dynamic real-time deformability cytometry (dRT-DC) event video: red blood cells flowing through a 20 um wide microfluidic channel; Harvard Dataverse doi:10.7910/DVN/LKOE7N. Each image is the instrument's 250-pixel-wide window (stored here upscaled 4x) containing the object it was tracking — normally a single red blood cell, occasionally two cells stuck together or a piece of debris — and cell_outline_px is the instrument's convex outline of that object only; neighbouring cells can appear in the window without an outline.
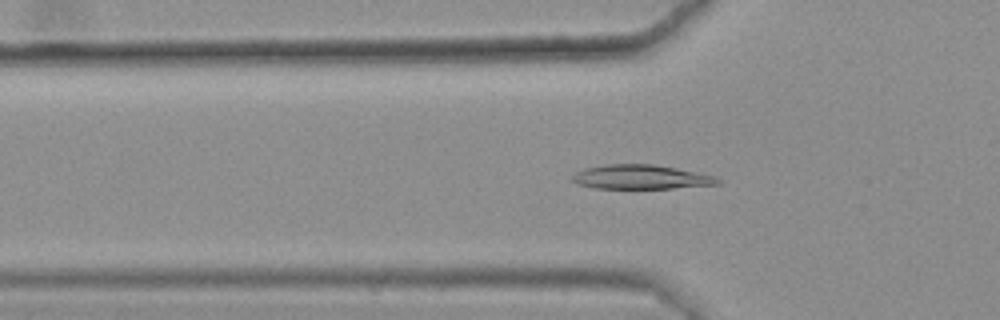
{"species": "common noctule bat (a hibernating species)", "species_latin": "Nyctalus noctula", "temperature_condition": "warm", "stored_images_in_passage": 48, "camera_frame_rate_fps": 3000, "um_per_image_px": 0.085, "animal": {"sex": "female", "body_mass_g": 25.1}, "frame": {"image": 1, "passage_image": 19, "time_ms": 6.0, "image_size_px": [1000, 320], "cell_outline_px": [[720, 184], [672, 188], [596, 188], [576, 184], [572, 180], [572, 176], [576, 172], [584, 168], [604, 164], [652, 164], [676, 168], [716, 176], [720, 180]], "centroid_in_image_um": [54.46, 15.04], "position_along_channel_um": 71.3, "area_um2": 20.52}}
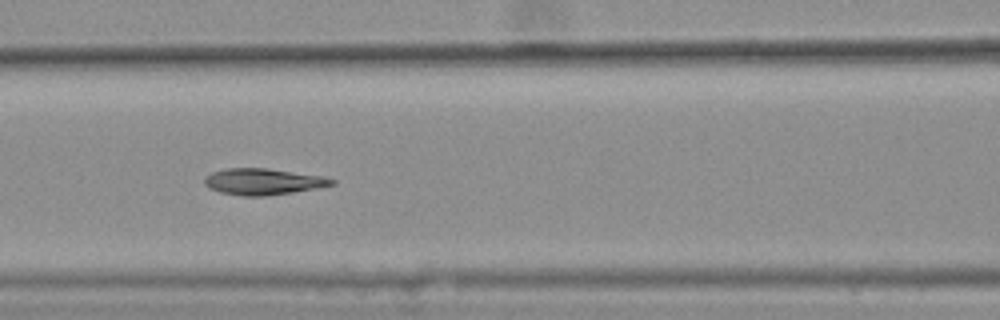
{"frame": {"image": 2, "passage_image": 25, "time_ms": 8.0, "image_size_px": [1000, 320], "cell_outline_px": [[336, 184], [316, 188], [292, 192], [264, 196], [244, 196], [220, 192], [208, 188], [204, 184], [204, 176], [212, 172], [224, 168], [268, 168], [324, 176], [336, 180]], "centroid_in_image_um": [22.35, 15.43], "position_along_channel_um": 144.3, "area_um2": 19.65}}
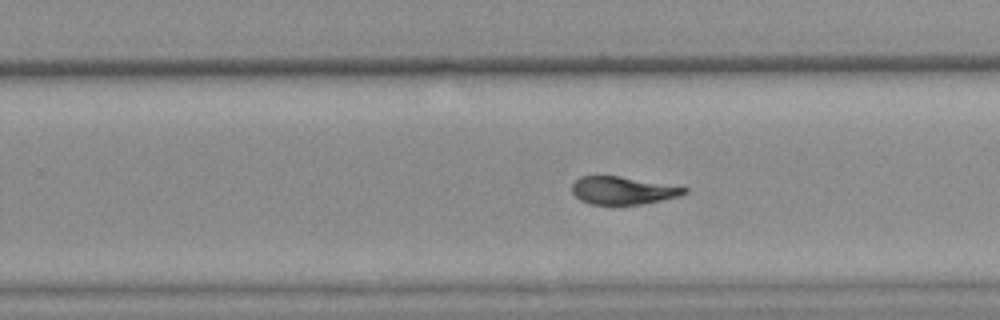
{"frame": {"image": 3, "passage_image": 36, "time_ms": 11.667, "image_size_px": [1000, 320], "cell_outline_px": [[688, 192], [680, 196], [640, 204], [592, 204], [580, 200], [572, 192], [572, 184], [580, 176], [620, 176], [688, 188]], "centroid_in_image_um": [52.92, 16.18], "position_along_channel_um": 276.9, "area_um2": 17.92}, "authors_computed_cell_mechanics": {"area_um2": 19.9699, "velocity_mm_per_s": 3.6284, "shape_relaxation_time_tau1_ms": 8.7648, "shape_relaxation_time_tau2_ms": 5.3884, "deformation_change_tau1": 0.2305, "deformation_change_tau2": 0.0856}}